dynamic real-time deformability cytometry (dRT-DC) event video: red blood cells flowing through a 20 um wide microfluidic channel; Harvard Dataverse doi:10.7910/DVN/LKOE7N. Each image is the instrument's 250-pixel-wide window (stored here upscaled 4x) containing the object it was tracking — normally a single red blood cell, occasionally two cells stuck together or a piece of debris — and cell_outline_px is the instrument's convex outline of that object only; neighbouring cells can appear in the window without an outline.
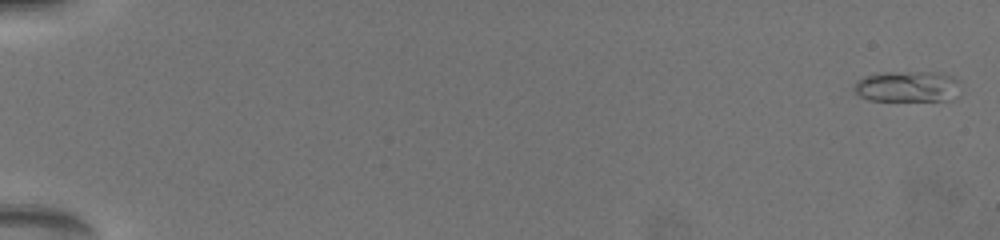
{"species": "common noctule bat (a hibernating species)", "species_latin": "Nyctalus noctula", "temperature_condition": "warm", "stored_images_in_passage": 18, "camera_frame_rate_fps": 3000, "um_per_image_px": 0.085, "animal": {"sex": "female", "body_mass_g": 19.5, "forearm_length_mm": 54.1}, "frame": {"image": 1, "passage_image": 2, "time_ms": 0.333, "image_size_px": [1000, 240], "cell_outline_px": [[960, 80], [944, 100], [872, 100], [860, 96], [856, 92], [856, 80], [864, 76], [884, 72], [940, 72], [956, 76]], "centroid_in_image_um": [77.05, 7.31], "position_along_channel_um": 8.0, "area_um2": 18.5}}